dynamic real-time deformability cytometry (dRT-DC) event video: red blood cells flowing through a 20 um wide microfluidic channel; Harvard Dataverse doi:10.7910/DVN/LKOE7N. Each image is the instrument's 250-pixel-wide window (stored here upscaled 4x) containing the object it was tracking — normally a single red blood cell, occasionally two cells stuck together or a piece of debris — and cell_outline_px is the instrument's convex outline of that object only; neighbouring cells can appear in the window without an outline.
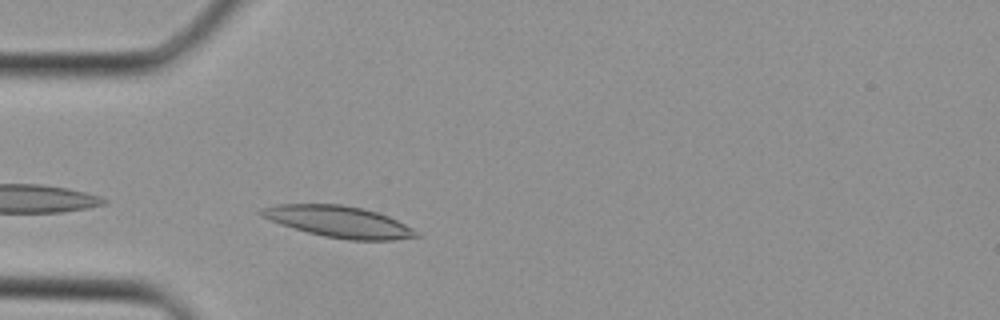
{"species": "Egyptian fruit bat (a non-hibernating species)", "species_latin": "Rousettus aegyptiacus", "temperature_condition": "cold", "stored_images_in_passage": 18, "camera_frame_rate_fps": 3000, "um_per_image_px": 0.085, "animal": {"sex": "female"}, "frame": {"image": 1, "passage_image": 1, "time_ms": 0.0, "image_size_px": [1000, 320], "cell_outline_px": [[420, 236], [392, 240], [348, 240], [324, 236], [308, 232], [280, 224], [256, 212], [260, 208], [276, 204], [340, 204], [364, 208], [388, 216], [420, 232]], "centroid_in_image_um": [28.8, 18.84], "position_along_channel_um": 56.2, "area_um2": 28.21}}
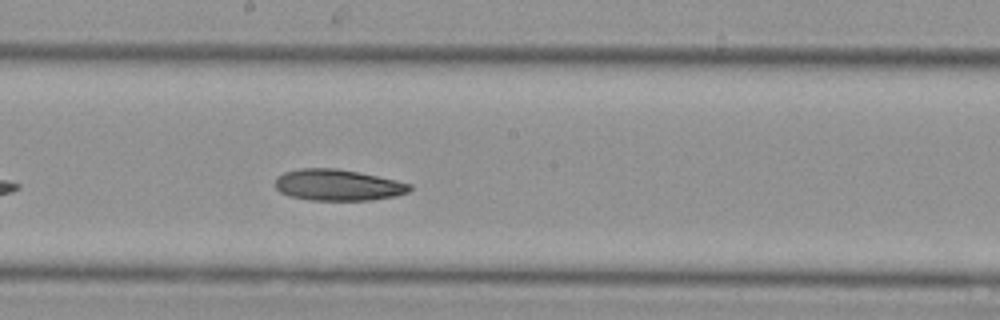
{"frame": {"image": 2, "passage_image": 11, "time_ms": 3.333, "image_size_px": [1000, 320], "cell_outline_px": [[412, 188], [408, 192], [396, 196], [372, 200], [308, 200], [288, 196], [280, 192], [276, 188], [276, 176], [284, 172], [300, 168], [336, 168], [360, 172], [396, 180], [412, 184]], "centroid_in_image_um": [28.71, 15.73], "position_along_channel_um": 219.5, "area_um2": 24.74}}
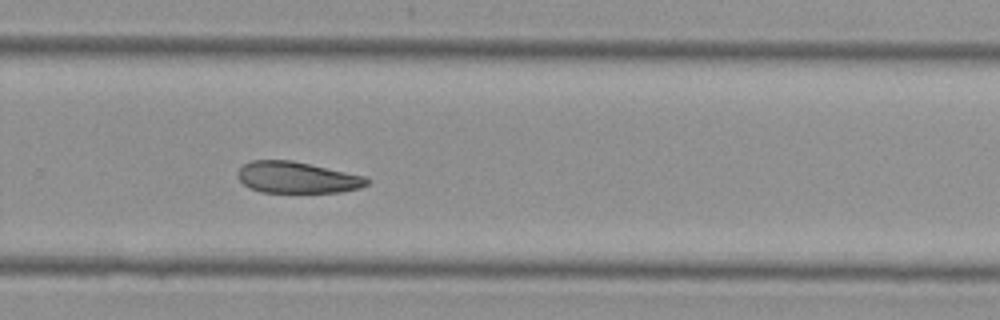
{"frame": {"image": 3, "passage_image": 16, "time_ms": 5.0, "image_size_px": [1000, 320], "cell_outline_px": [[372, 180], [368, 184], [360, 188], [340, 192], [260, 192], [248, 188], [240, 180], [236, 172], [244, 164], [252, 160], [292, 160], [368, 176]], "centroid_in_image_um": [25.29, 15.08], "position_along_channel_um": 304.5, "area_um2": 23.93}}